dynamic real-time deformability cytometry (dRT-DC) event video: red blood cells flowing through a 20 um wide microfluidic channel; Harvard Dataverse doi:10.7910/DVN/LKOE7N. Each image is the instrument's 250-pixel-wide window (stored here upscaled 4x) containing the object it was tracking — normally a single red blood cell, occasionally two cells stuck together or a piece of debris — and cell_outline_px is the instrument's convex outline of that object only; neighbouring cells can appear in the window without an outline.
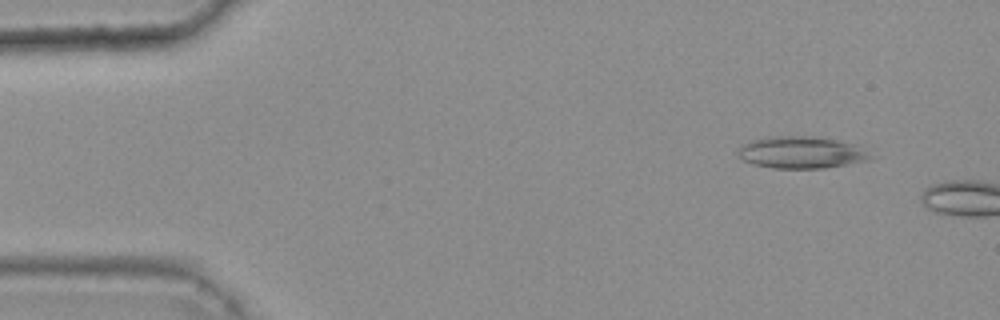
{"species": "common noctule bat (a hibernating species)", "species_latin": "Nyctalus noctula", "temperature_condition": "warm", "stored_images_in_passage": 8, "camera_frame_rate_fps": 3000, "um_per_image_px": 0.085, "animal": {"sex": "female", "body_mass_g": 25.1}, "frame": {"image": 1, "passage_image": 5, "time_ms": 1.333, "image_size_px": [1000, 320], "cell_outline_px": [[872, 160], [824, 168], [772, 168], [752, 164], [744, 160], [736, 152], [736, 148], [752, 140], [764, 136], [816, 136], [856, 144], [872, 156]], "centroid_in_image_um": [68.09, 12.95], "position_along_channel_um": 16.9, "area_um2": 24.85}}